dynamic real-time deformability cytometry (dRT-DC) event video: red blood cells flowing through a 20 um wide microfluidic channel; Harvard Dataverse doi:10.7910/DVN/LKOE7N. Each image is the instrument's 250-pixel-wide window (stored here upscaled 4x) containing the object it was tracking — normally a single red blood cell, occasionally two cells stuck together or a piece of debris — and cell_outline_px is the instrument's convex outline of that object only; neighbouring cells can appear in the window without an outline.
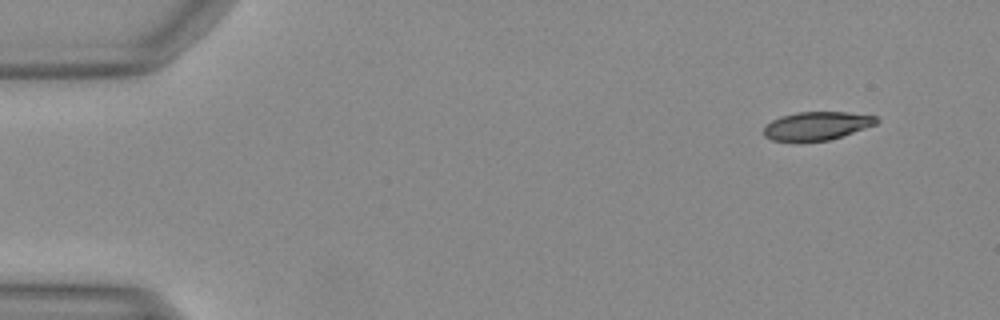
{"species": "Egyptian fruit bat (a non-hibernating species)", "species_latin": "Rousettus aegyptiacus", "temperature_condition": "warm", "stored_images_in_passage": 46, "camera_frame_rate_fps": 3000, "um_per_image_px": 0.085, "animal": {"sex": "female"}, "frame": {"image": 1, "passage_image": 1, "time_ms": 0.0, "image_size_px": [1000, 320], "cell_outline_px": [[880, 120], [876, 124], [828, 140], [772, 140], [764, 136], [764, 128], [772, 120], [780, 116], [796, 112], [848, 112], [876, 116]], "centroid_in_image_um": [69.43, 10.67], "position_along_channel_um": 15.6, "area_um2": 18.21}}
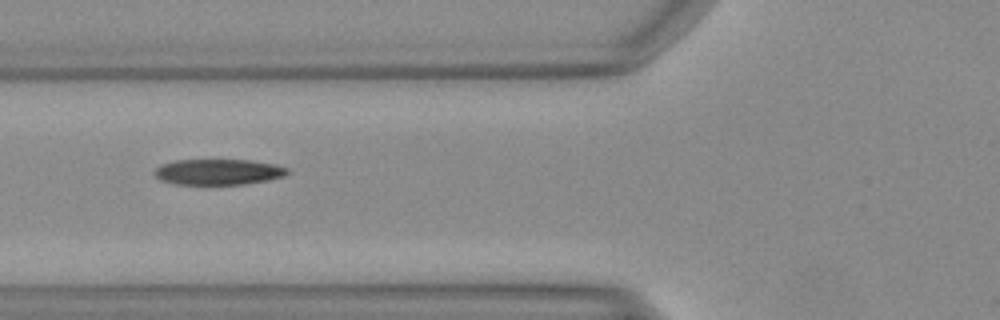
{"frame": {"image": 2, "passage_image": 16, "time_ms": 5.0, "image_size_px": [1000, 320], "cell_outline_px": [[288, 172], [284, 176], [268, 180], [244, 184], [172, 184], [160, 180], [152, 172], [160, 164], [176, 160], [252, 160], [276, 164], [288, 168]], "centroid_in_image_um": [18.53, 14.61], "position_along_channel_um": 107.3, "area_um2": 20.06}}
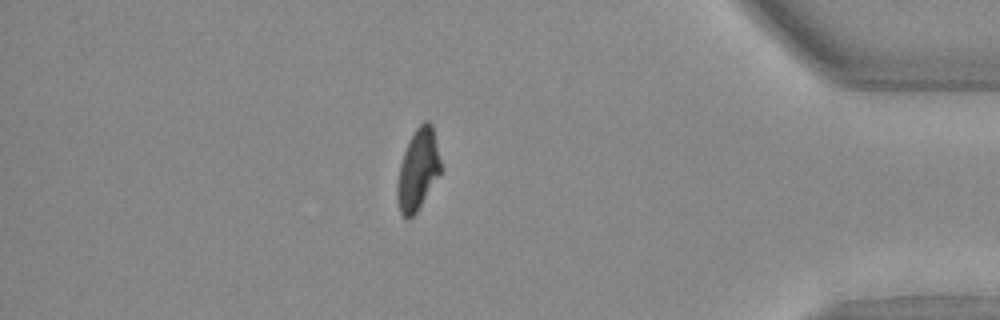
{"frame": {"image": 3, "passage_image": 40, "time_ms": 13.0, "image_size_px": [1000, 320], "cell_outline_px": [[440, 172], [416, 212], [408, 220], [400, 212], [396, 196], [396, 184], [400, 164], [404, 152], [416, 128], [424, 120], [428, 120], [432, 124], [440, 160]], "centroid_in_image_um": [35.49, 14.42], "position_along_channel_um": 399.7, "area_um2": 20.06}}